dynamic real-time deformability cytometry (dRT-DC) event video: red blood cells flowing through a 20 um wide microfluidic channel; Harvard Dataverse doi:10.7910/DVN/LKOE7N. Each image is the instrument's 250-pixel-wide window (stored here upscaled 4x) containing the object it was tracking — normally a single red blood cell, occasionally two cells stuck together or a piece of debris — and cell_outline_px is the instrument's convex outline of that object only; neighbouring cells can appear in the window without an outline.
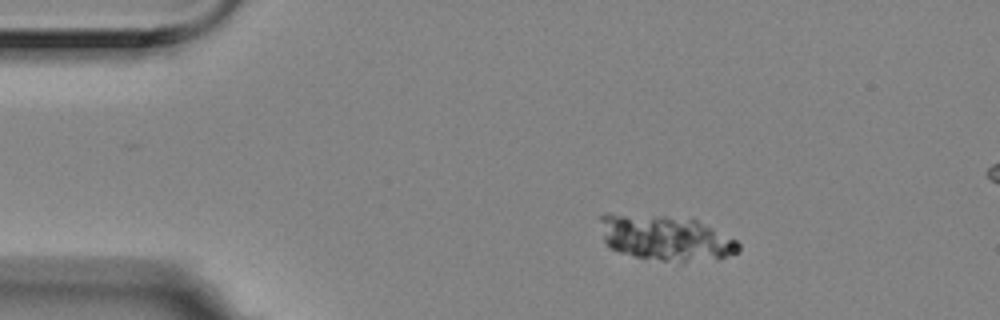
{"species": "Egyptian fruit bat (a non-hibernating species)", "species_latin": "Rousettus aegyptiacus", "temperature_condition": "room temperature", "stored_images_in_passage": 6, "segment_of_instrument_passage": [1, 2], "camera_frame_rate_fps": 3000, "um_per_image_px": 0.085, "animal": {"sex": "female"}, "frame": {"image": 1, "passage_image": 3, "time_ms": 0.667, "image_size_px": [1000, 320], "cell_outline_px": [[740, 252], [720, 260], [684, 264], [632, 256], [608, 248], [604, 240], [600, 220], [600, 216], [604, 212], [668, 216], [696, 220], [736, 240], [740, 244]], "centroid_in_image_um": [56.59, 20.26], "position_along_channel_um": 28.4, "area_um2": 37.51}}